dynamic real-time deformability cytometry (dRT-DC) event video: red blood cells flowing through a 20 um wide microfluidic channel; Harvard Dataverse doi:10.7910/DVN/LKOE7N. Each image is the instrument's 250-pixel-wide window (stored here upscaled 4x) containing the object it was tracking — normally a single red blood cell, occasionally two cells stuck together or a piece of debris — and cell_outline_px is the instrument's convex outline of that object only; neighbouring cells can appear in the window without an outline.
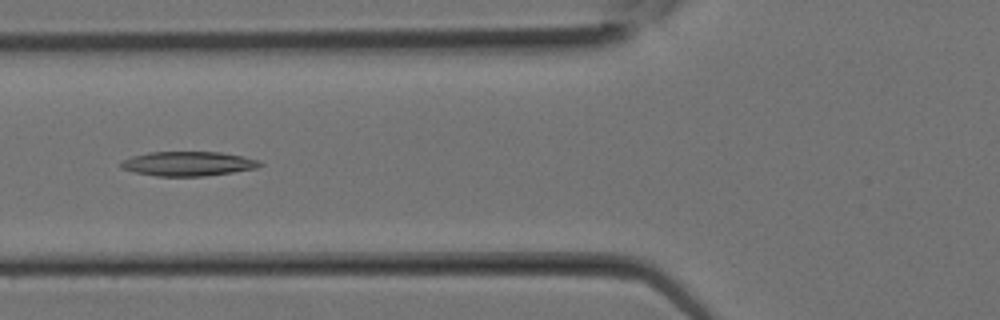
{"species": "Egyptian fruit bat (a non-hibernating species)", "species_latin": "Rousettus aegyptiacus", "temperature_condition": "room temperature", "stored_images_in_passage": 11, "camera_frame_rate_fps": 3000, "um_per_image_px": 0.085, "animal": {"sex": "female"}, "frame": {"image": 1, "passage_image": 10, "time_ms": 3.0, "image_size_px": [1000, 320], "cell_outline_px": [[264, 164], [256, 168], [232, 172], [204, 176], [156, 176], [136, 172], [120, 168], [120, 164], [124, 160], [132, 156], [148, 152], [220, 152], [260, 160]], "centroid_in_image_um": [15.99, 13.91], "position_along_channel_um": 109.8, "area_um2": 19.65}}